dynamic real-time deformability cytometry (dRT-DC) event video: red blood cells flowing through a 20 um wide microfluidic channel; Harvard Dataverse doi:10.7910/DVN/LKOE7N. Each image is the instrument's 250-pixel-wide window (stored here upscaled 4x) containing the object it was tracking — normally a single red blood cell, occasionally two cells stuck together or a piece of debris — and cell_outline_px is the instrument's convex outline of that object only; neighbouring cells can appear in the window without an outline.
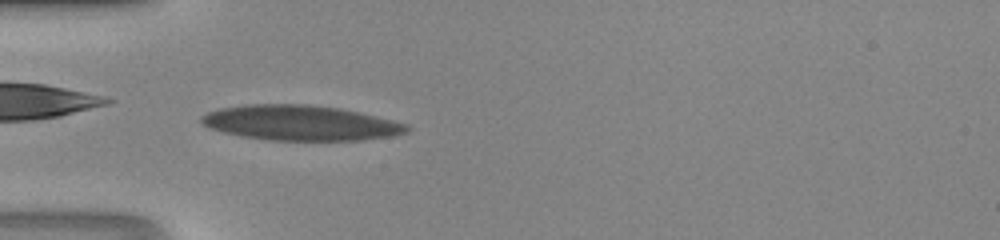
{"species": "human", "species_latin": "Homo sapiens", "temperature_condition": "room temperature", "stored_images_in_passage": 46, "camera_frame_rate_fps": 3000, "um_per_image_px": 0.085, "donor": {"sex": "male"}, "frame": {"image": 1, "passage_image": 14, "time_ms": 4.333, "image_size_px": [1000, 240], "cell_outline_px": [[412, 128], [408, 132], [396, 136], [360, 140], [268, 140], [240, 136], [208, 128], [200, 120], [200, 116], [208, 112], [220, 108], [244, 104], [308, 104], [340, 108], [360, 112], [408, 124]], "centroid_in_image_um": [25.56, 10.44], "position_along_channel_um": 59.4, "area_um2": 42.37}}
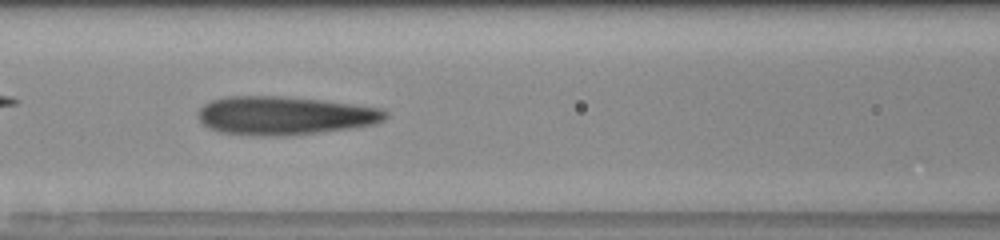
{"frame": {"image": 2, "passage_image": 20, "time_ms": 6.333, "image_size_px": [1000, 240], "cell_outline_px": [[388, 116], [384, 120], [372, 124], [356, 128], [284, 136], [260, 136], [220, 132], [208, 128], [200, 120], [196, 112], [204, 104], [212, 100], [228, 96], [280, 96], [324, 100], [380, 108], [388, 112]], "centroid_in_image_um": [24.19, 9.83], "position_along_channel_um": 142.4, "area_um2": 42.19}}
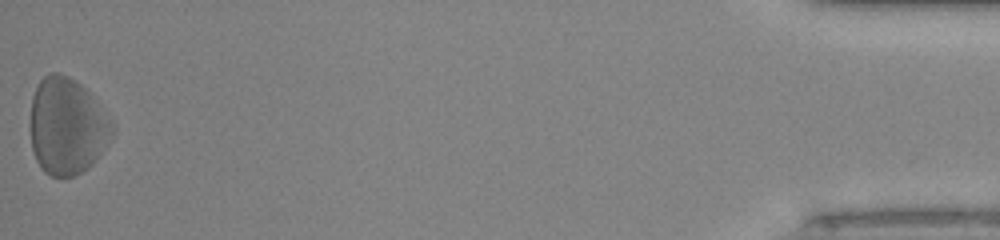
{"frame": {"image": 3, "passage_image": 46, "time_ms": 15.0, "image_size_px": [1000, 240], "cell_outline_px": [[116, 132], [112, 140], [92, 164], [76, 176], [52, 176], [44, 172], [40, 168], [36, 160], [32, 148], [32, 96], [40, 80], [48, 72], [60, 72], [76, 80], [92, 96], [112, 120], [116, 128]], "centroid_in_image_um": [5.74, 10.73], "position_along_channel_um": 429.5, "area_um2": 46.36}}